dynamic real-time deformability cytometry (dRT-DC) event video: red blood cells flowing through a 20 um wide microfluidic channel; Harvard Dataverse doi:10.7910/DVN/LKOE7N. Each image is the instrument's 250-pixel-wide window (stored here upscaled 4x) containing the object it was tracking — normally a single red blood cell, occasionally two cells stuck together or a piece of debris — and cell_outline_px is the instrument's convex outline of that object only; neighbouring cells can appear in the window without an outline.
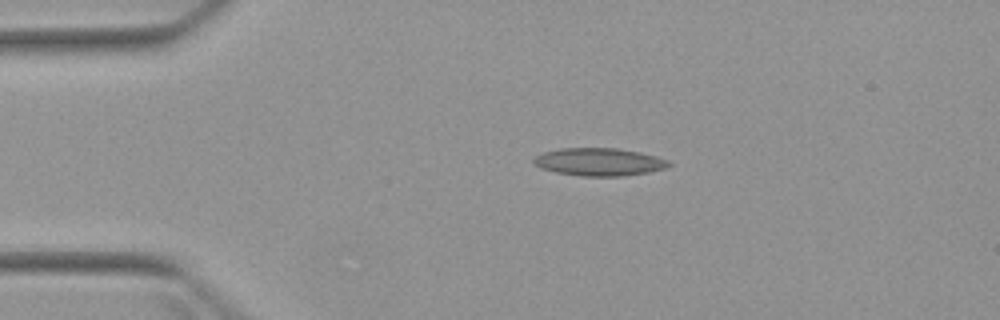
{"species": "Egyptian fruit bat (a non-hibernating species)", "species_latin": "Rousettus aegyptiacus", "temperature_condition": "warm", "stored_images_in_passage": 3, "camera_frame_rate_fps": 3000, "um_per_image_px": 0.085, "animal": {"sex": "female"}, "frame": {"image": 1, "passage_image": 2, "time_ms": 1.0, "image_size_px": [1000, 320], "cell_outline_px": [[672, 164], [664, 168], [648, 172], [620, 176], [580, 176], [556, 172], [540, 168], [532, 160], [536, 156], [544, 152], [560, 148], [616, 148], [640, 152], [656, 156], [668, 160]], "centroid_in_image_um": [50.92, 13.76], "position_along_channel_um": 34.1, "area_um2": 21.73}}